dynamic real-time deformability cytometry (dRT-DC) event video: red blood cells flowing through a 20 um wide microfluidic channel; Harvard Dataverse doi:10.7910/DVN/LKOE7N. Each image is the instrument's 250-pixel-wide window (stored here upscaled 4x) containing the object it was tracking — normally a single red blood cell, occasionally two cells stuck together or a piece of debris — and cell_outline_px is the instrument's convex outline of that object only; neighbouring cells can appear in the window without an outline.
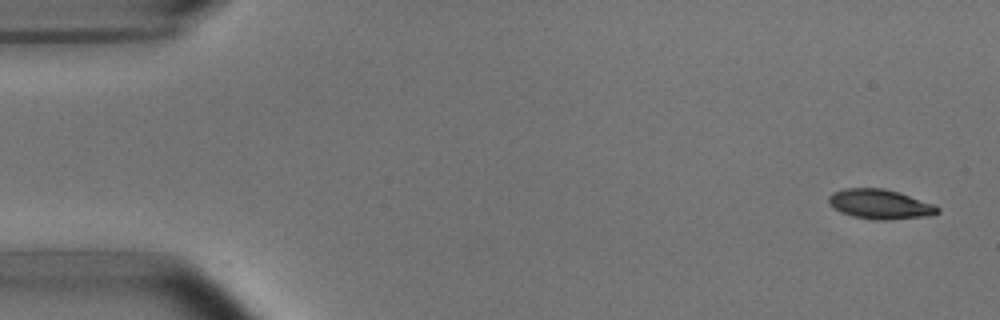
{"species": "common noctule bat (a hibernating species)", "species_latin": "Nyctalus noctula", "temperature_condition": "room temperature", "stored_images_in_passage": 4, "camera_frame_rate_fps": 3000, "um_per_image_px": 0.085, "animal": {"sex": "male", "body_mass_g": 15.6}, "frame": {"image": 1, "passage_image": 1, "time_ms": 0.0, "image_size_px": [1000, 320], "cell_outline_px": [[940, 212], [932, 216], [888, 220], [876, 220], [852, 216], [840, 212], [832, 208], [828, 204], [828, 196], [832, 192], [844, 188], [884, 188], [936, 204], [940, 208]], "centroid_in_image_um": [74.8, 17.36], "position_along_channel_um": 10.2, "area_um2": 19.19}}
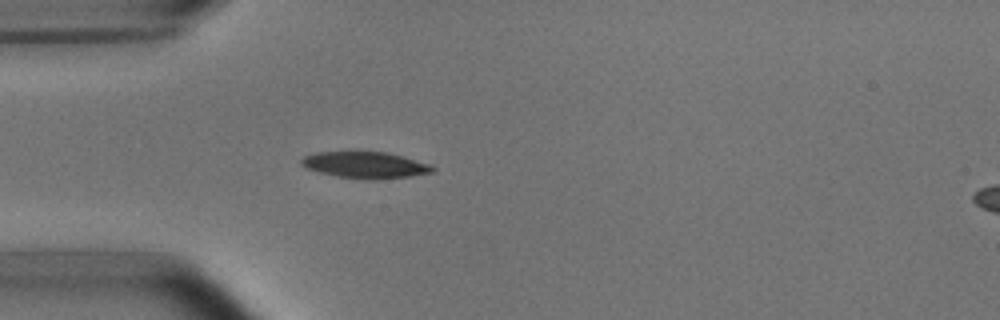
{"frame": {"image": 2, "passage_image": 4, "time_ms": 4.333, "image_size_px": [1000, 320], "cell_outline_px": [[436, 168], [432, 172], [412, 176], [376, 180], [368, 180], [336, 176], [320, 172], [308, 168], [300, 164], [300, 160], [304, 156], [316, 152], [388, 152], [404, 156], [432, 164]], "centroid_in_image_um": [31.1, 14.03], "position_along_channel_um": 53.9, "area_um2": 20.4}}